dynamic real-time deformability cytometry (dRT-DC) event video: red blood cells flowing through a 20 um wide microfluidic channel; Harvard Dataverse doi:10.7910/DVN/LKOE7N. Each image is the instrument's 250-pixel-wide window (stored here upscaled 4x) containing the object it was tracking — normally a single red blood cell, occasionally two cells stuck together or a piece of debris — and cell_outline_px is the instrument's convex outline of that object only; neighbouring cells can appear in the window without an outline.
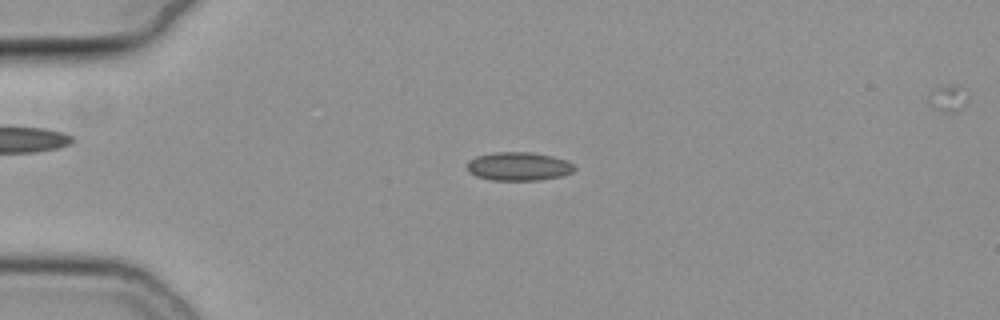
{"species": "common noctule bat (a hibernating species)", "species_latin": "Nyctalus noctula", "temperature_condition": "cold", "stored_images_in_passage": 50, "camera_frame_rate_fps": 3000, "um_per_image_px": 0.085, "animal": {"sex": "female", "body_mass_g": 19.3, "forearm_length_mm": 54.1}, "frame": {"image": 1, "passage_image": 8, "time_ms": 2.333, "image_size_px": [1000, 320], "cell_outline_px": [[576, 168], [572, 172], [560, 176], [540, 180], [492, 180], [476, 176], [468, 172], [464, 168], [464, 164], [468, 160], [476, 156], [496, 152], [528, 152], [552, 156], [564, 160], [572, 164]], "centroid_in_image_um": [44.0, 14.14], "position_along_channel_um": 41.0, "area_um2": 17.92}}
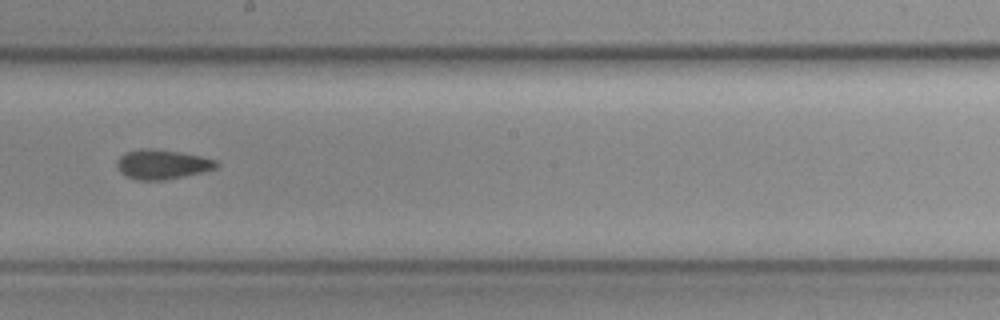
{"frame": {"image": 2, "passage_image": 26, "time_ms": 8.333, "image_size_px": [1000, 320], "cell_outline_px": [[220, 164], [216, 168], [204, 172], [164, 180], [136, 180], [120, 172], [116, 168], [116, 160], [120, 156], [128, 152], [140, 148], [152, 148], [180, 152], [200, 156], [216, 160]], "centroid_in_image_um": [13.78, 13.97], "position_along_channel_um": 234.4, "area_um2": 17.22}}
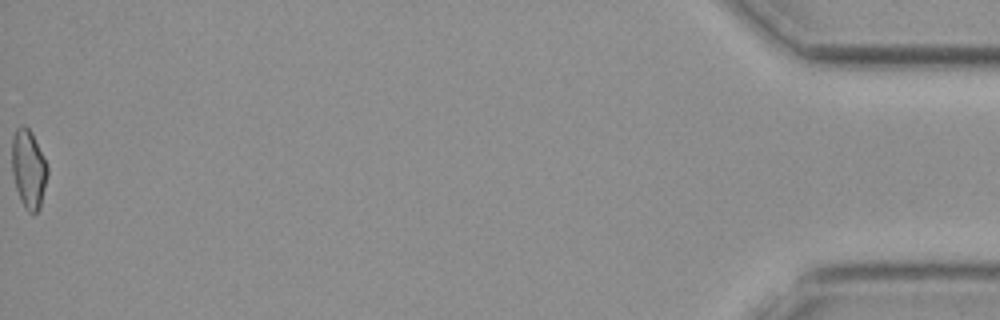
{"frame": {"image": 3, "passage_image": 50, "time_ms": 16.333, "image_size_px": [1000, 320], "cell_outline_px": [[48, 172], [40, 208], [36, 212], [28, 212], [24, 208], [20, 200], [16, 188], [12, 172], [12, 136], [16, 128], [24, 124], [32, 132], [48, 164]], "centroid_in_image_um": [2.43, 14.34], "position_along_channel_um": 432.8, "area_um2": 16.47}, "authors_computed_cell_mechanics": {"area_um2": 16.7042, "velocity_mm_per_s": 3.7714, "shape_relaxation_time_tau1_ms": 4.0489, "shape_relaxation_time_tau2_ms": 3.8723, "deformation_change_tau1": 0.0946, "deformation_change_tau2": 0.0969}}